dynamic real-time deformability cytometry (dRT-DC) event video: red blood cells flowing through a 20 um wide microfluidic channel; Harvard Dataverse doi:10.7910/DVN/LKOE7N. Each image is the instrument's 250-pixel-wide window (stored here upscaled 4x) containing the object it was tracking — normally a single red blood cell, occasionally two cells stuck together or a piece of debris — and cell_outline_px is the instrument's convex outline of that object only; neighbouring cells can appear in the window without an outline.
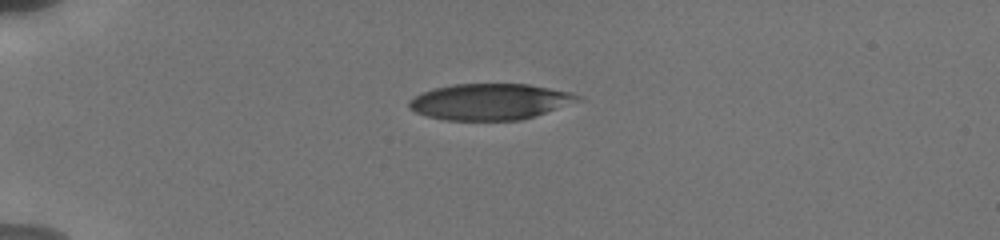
{"species": "human", "species_latin": "Homo sapiens", "temperature_condition": "cold", "stored_images_in_passage": 10, "camera_frame_rate_fps": 3000, "um_per_image_px": 0.085, "donor": {"sex": "male"}, "frame": {"image": 1, "passage_image": 1, "time_ms": 0.0, "image_size_px": [1000, 240], "cell_outline_px": [[584, 100], [520, 120], [444, 120], [428, 116], [416, 112], [408, 108], [408, 100], [424, 92], [436, 88], [456, 84], [528, 84], [572, 92], [584, 96]], "centroid_in_image_um": [41.7, 8.64], "position_along_channel_um": 43.3, "area_um2": 35.49}}
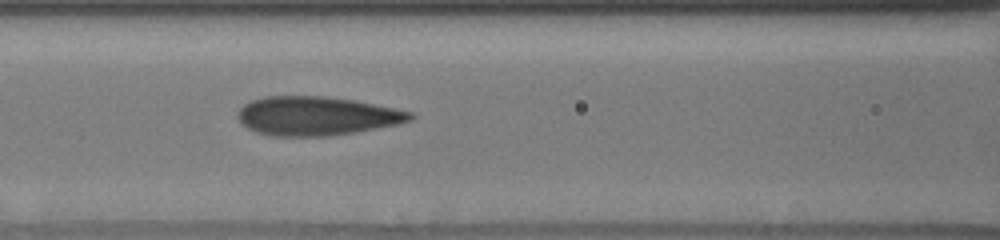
{"frame": {"image": 2, "passage_image": 8, "time_ms": 3.667, "image_size_px": [1000, 240], "cell_outline_px": [[416, 116], [412, 120], [396, 124], [356, 132], [328, 136], [272, 136], [256, 132], [240, 124], [236, 116], [240, 108], [244, 104], [252, 100], [264, 96], [324, 96], [352, 100], [416, 112]], "centroid_in_image_um": [26.9, 9.86], "position_along_channel_um": 139.7, "area_um2": 39.25}}
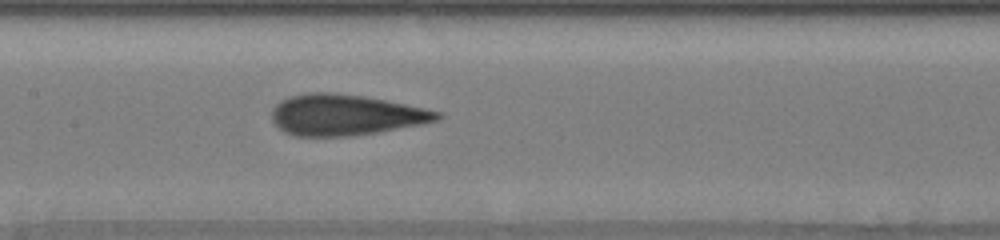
{"frame": {"image": 3, "passage_image": 10, "time_ms": 4.667, "image_size_px": [1000, 240], "cell_outline_px": [[444, 116], [440, 120], [424, 124], [352, 136], [292, 136], [284, 132], [272, 120], [272, 108], [280, 100], [292, 96], [308, 92], [332, 92], [364, 96], [424, 108], [440, 112]], "centroid_in_image_um": [29.36, 9.77], "position_along_channel_um": 178.0, "area_um2": 39.48}}